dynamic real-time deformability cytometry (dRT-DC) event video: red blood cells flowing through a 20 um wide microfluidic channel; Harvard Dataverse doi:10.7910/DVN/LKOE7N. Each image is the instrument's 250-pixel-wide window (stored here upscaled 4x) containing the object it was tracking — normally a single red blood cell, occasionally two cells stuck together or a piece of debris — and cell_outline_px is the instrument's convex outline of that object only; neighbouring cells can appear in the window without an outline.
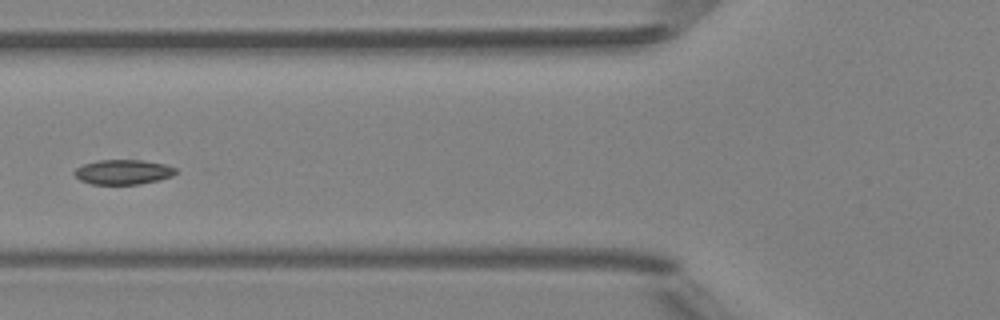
{"species": "Egyptian fruit bat (a non-hibernating species)", "species_latin": "Rousettus aegyptiacus", "temperature_condition": "room temperature", "stored_images_in_passage": 5, "camera_frame_rate_fps": 3000, "um_per_image_px": 0.085, "animal": {"sex": "female"}, "frame": {"image": 1, "passage_image": 4, "time_ms": 3.333, "image_size_px": [1000, 320], "cell_outline_px": [[176, 172], [172, 176], [160, 180], [140, 184], [92, 184], [80, 180], [72, 172], [76, 168], [84, 164], [96, 160], [144, 160], [164, 164], [176, 168]], "centroid_in_image_um": [10.46, 14.62], "position_along_channel_um": 115.3, "area_um2": 14.68}}
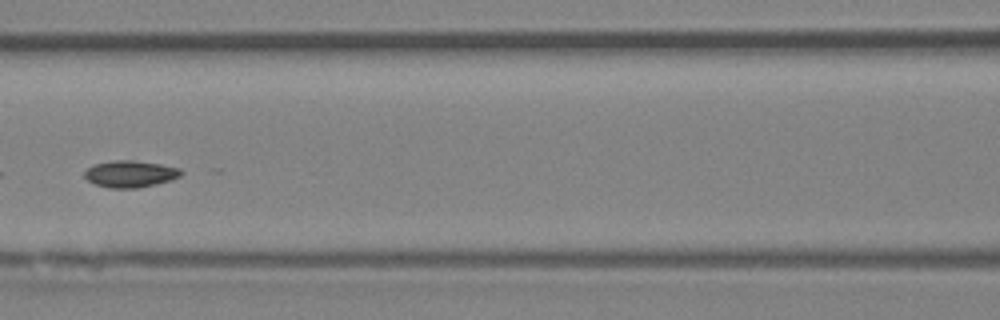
{"frame": {"image": 2, "passage_image": 5, "time_ms": 4.333, "image_size_px": [1000, 320], "cell_outline_px": [[184, 172], [180, 176], [156, 184], [136, 188], [108, 188], [96, 184], [88, 180], [84, 176], [84, 172], [88, 168], [96, 164], [112, 160], [132, 160], [160, 164], [180, 168]], "centroid_in_image_um": [11.07, 14.78], "position_along_channel_um": 155.5, "area_um2": 14.91}}